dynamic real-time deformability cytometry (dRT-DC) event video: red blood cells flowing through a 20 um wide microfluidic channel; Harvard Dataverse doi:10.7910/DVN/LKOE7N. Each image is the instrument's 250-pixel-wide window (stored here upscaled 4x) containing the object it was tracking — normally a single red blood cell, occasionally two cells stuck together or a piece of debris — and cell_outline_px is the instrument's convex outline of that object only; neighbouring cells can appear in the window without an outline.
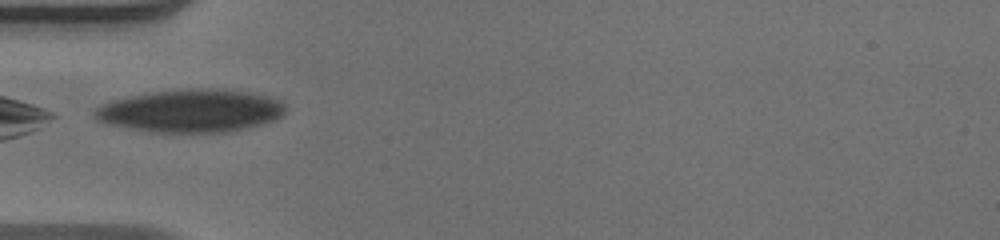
{"species": "human", "species_latin": "Homo sapiens", "temperature_condition": "warm", "stored_images_in_passage": 38, "camera_frame_rate_fps": 3000, "um_per_image_px": 0.085, "donor": {"sex": "male"}, "frame": {"image": 1, "passage_image": 1, "time_ms": 0.0, "image_size_px": [1000, 240], "cell_outline_px": [[284, 112], [280, 116], [264, 124], [248, 128], [224, 132], [148, 132], [108, 124], [96, 120], [92, 116], [92, 108], [100, 104], [112, 100], [148, 92], [188, 88], [220, 88], [248, 92], [272, 96], [280, 100], [284, 104]], "centroid_in_image_um": [16.17, 9.41], "position_along_channel_um": 68.8, "area_um2": 48.32}}
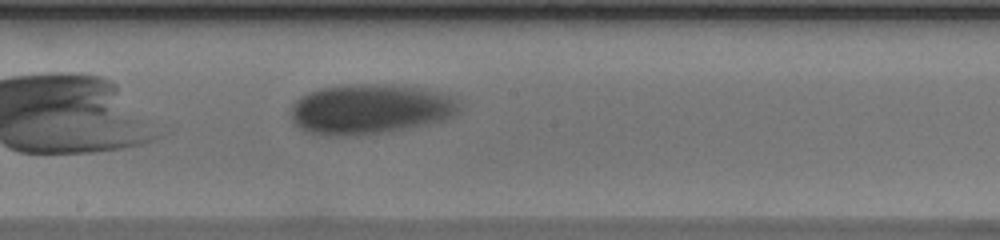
{"frame": {"image": 2, "passage_image": 13, "time_ms": 4.0, "image_size_px": [1000, 240], "cell_outline_px": [[460, 112], [456, 116], [444, 120], [428, 124], [408, 128], [384, 132], [356, 136], [328, 136], [308, 132], [300, 128], [292, 120], [292, 104], [300, 96], [308, 92], [320, 88], [348, 84], [392, 84], [420, 88], [440, 92], [452, 96], [460, 104]], "centroid_in_image_um": [31.48, 9.27], "position_along_channel_um": 216.7, "area_um2": 49.59}}
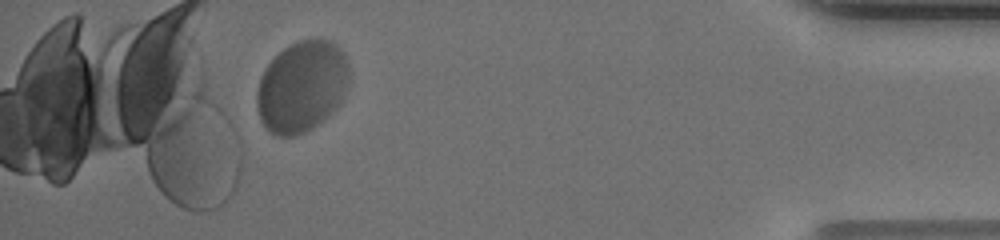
{"frame": {"image": 3, "passage_image": 33, "time_ms": 10.667, "image_size_px": [1000, 240], "cell_outline_px": [[348, 84], [336, 108], [324, 120], [312, 128], [304, 132], [292, 136], [276, 136], [268, 132], [264, 128], [260, 120], [256, 108], [256, 92], [260, 76], [264, 68], [284, 48], [300, 40], [332, 40], [340, 48], [348, 64]], "centroid_in_image_um": [25.61, 7.39], "position_along_channel_um": 409.6, "area_um2": 49.19}, "authors_computed_cell_mechanics": {"area_um2": 48.7832, "velocity_mm_per_s": 3.719, "shape_relaxation_time_tau1_ms": 8.8764, "shape_relaxation_time_tau2_ms": null, "deformation_change_tau1": 0.201, "deformation_change_tau2": null}}